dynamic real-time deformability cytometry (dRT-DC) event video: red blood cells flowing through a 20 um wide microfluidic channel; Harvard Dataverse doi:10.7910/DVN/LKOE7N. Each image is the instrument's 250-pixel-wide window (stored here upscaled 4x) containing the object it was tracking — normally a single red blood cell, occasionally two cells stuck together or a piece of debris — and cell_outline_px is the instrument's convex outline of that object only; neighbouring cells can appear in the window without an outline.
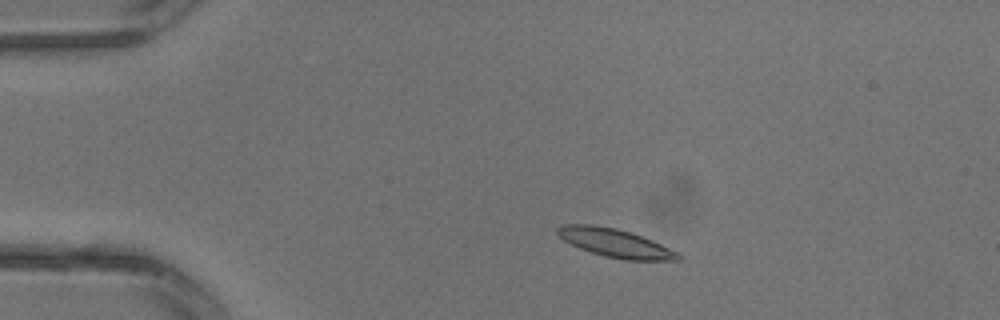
{"species": "common noctule bat (a hibernating species)", "species_latin": "Nyctalus noctula", "temperature_condition": "warm", "stored_images_in_passage": 2, "camera_frame_rate_fps": 3000, "um_per_image_px": 0.085, "animal": {"sex": "male", "body_mass_g": 13.3}, "frame": {"image": 1, "passage_image": 1, "time_ms": 0.0, "image_size_px": [1000, 320], "cell_outline_px": [[680, 260], [624, 260], [604, 256], [580, 248], [564, 240], [556, 232], [556, 228], [564, 224], [592, 224], [616, 228], [632, 232], [652, 240], [680, 252]], "centroid_in_image_um": [52.32, 20.65], "position_along_channel_um": 32.7, "area_um2": 20.0}}